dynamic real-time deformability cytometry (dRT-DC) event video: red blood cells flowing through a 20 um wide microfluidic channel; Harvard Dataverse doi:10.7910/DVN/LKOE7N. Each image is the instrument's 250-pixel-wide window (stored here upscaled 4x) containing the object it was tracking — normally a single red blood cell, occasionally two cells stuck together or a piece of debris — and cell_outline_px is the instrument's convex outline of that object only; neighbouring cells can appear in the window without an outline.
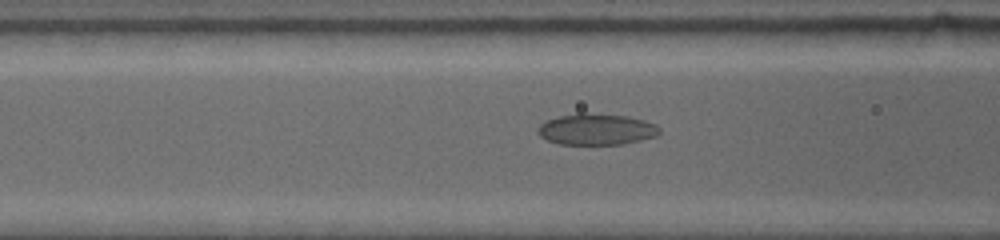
{"species": "common noctule bat (a hibernating species)", "species_latin": "Nyctalus noctula", "temperature_condition": "warm", "stored_images_in_passage": 19, "camera_frame_rate_fps": 5000, "um_per_image_px": 0.085, "animal": {"sex": "female", "body_mass_g": 19.0, "forearm_length_mm": 53.3}, "frame": {"image": 1, "passage_image": 9, "time_ms": 2.4, "image_size_px": [1000, 240], "cell_outline_px": [[660, 132], [656, 136], [624, 144], [560, 144], [548, 140], [540, 136], [536, 132], [536, 128], [544, 120], [576, 112], [584, 112], [628, 116], [644, 120], [656, 124], [660, 128]], "centroid_in_image_um": [50.67, 10.97], "position_along_channel_um": 115.9, "area_um2": 22.43}}
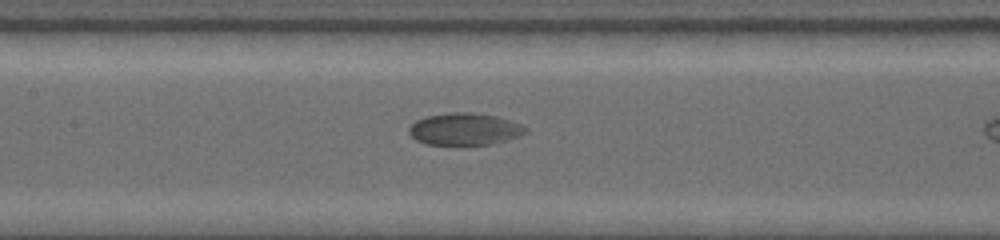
{"frame": {"image": 2, "passage_image": 14, "time_ms": 3.8, "image_size_px": [1000, 240], "cell_outline_px": [[528, 132], [520, 136], [508, 140], [492, 144], [460, 148], [424, 144], [416, 140], [408, 132], [408, 128], [416, 120], [428, 116], [452, 112], [472, 112], [496, 116], [520, 124], [528, 128]], "centroid_in_image_um": [39.49, 11.03], "position_along_channel_um": 167.9, "area_um2": 22.72}}